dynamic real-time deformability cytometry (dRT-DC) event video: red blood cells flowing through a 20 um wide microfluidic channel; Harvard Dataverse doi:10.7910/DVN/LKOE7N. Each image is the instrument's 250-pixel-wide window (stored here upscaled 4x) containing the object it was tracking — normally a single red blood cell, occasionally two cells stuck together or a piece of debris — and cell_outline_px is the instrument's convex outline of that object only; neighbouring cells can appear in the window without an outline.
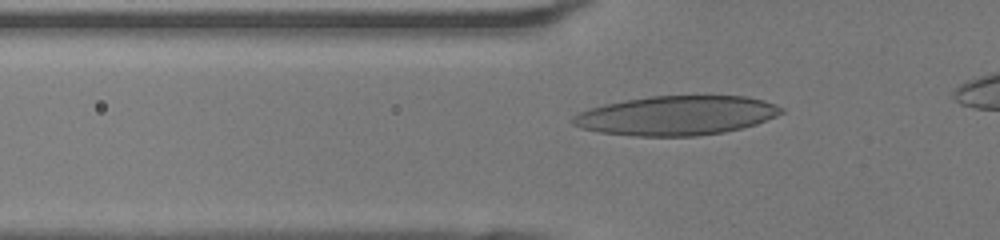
{"species": "human", "species_latin": "Homo sapiens", "temperature_condition": "room temperature", "stored_images_in_passage": 33, "camera_frame_rate_fps": 3000, "um_per_image_px": 0.085, "donor": {"sex": "female"}, "frame": {"image": 1, "passage_image": 6, "time_ms": 1.667, "image_size_px": [1000, 240], "cell_outline_px": [[784, 112], [776, 116], [756, 124], [724, 132], [696, 136], [636, 136], [600, 132], [580, 128], [572, 124], [568, 120], [572, 116], [580, 112], [604, 104], [624, 100], [648, 96], [748, 96], [764, 100], [776, 104], [784, 108]], "centroid_in_image_um": [57.49, 9.82], "position_along_channel_um": 68.3, "area_um2": 47.92}}
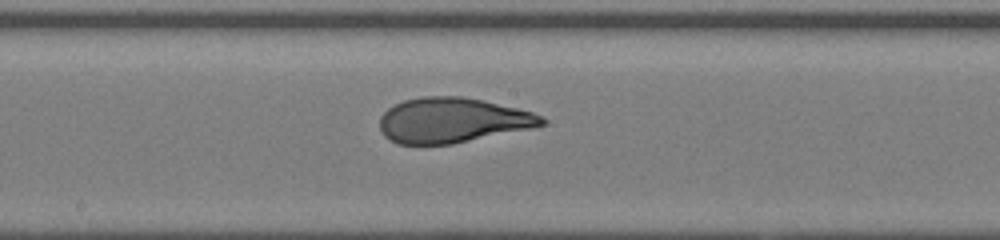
{"frame": {"image": 2, "passage_image": 16, "time_ms": 5.0, "image_size_px": [1000, 240], "cell_outline_px": [[548, 120], [544, 124], [532, 128], [452, 144], [396, 144], [384, 136], [380, 132], [380, 116], [388, 108], [404, 100], [424, 96], [460, 96], [484, 100], [532, 112], [544, 116]], "centroid_in_image_um": [38.45, 10.22], "position_along_channel_um": 209.7, "area_um2": 42.66}}
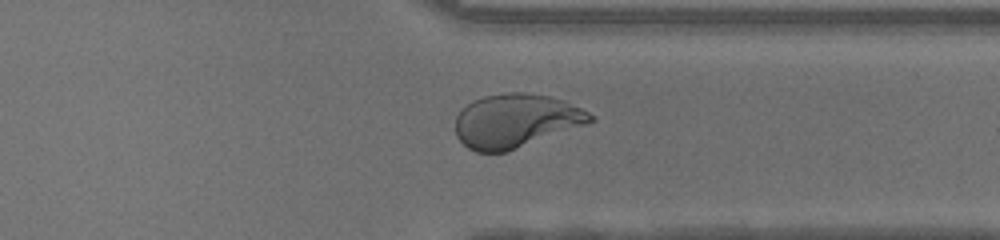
{"frame": {"image": 3, "passage_image": 27, "time_ms": 8.667, "image_size_px": [1000, 240], "cell_outline_px": [[596, 120], [508, 152], [476, 152], [468, 148], [456, 136], [456, 116], [472, 100], [484, 96], [512, 92], [524, 92], [548, 96], [564, 100], [596, 116]], "centroid_in_image_um": [43.84, 10.27], "position_along_channel_um": 367.6, "area_um2": 42.02}}